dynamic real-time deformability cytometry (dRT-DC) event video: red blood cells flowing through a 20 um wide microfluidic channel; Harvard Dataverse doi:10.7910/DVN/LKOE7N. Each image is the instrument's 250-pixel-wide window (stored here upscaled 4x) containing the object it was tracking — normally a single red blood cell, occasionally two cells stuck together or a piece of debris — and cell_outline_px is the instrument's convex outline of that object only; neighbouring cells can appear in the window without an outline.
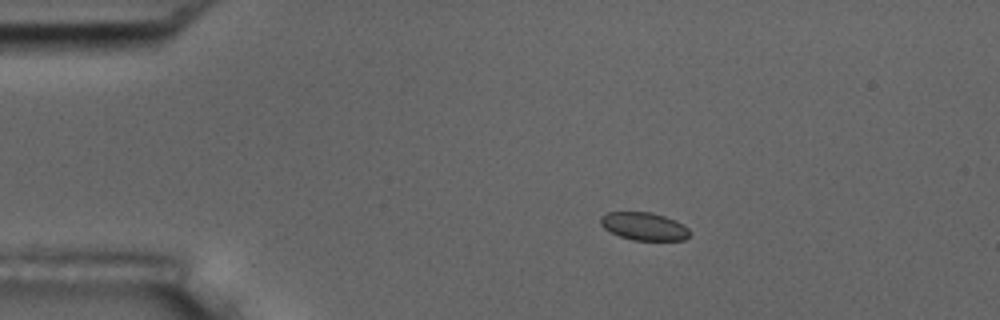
{"species": "common noctule bat (a hibernating species)", "species_latin": "Nyctalus noctula", "temperature_condition": "room temperature", "stored_images_in_passage": 4, "camera_frame_rate_fps": 3000, "um_per_image_px": 0.085, "animal": {"sex": "male", "body_mass_g": 17.5, "forearm_length_mm": 52.3}, "frame": {"image": 1, "passage_image": 3, "time_ms": 2.333, "image_size_px": [1000, 320], "cell_outline_px": [[692, 232], [684, 240], [632, 240], [620, 236], [604, 228], [600, 224], [600, 216], [608, 212], [652, 212], [676, 220], [688, 228]], "centroid_in_image_um": [54.75, 19.23], "position_along_channel_um": 30.2, "area_um2": 14.51}}